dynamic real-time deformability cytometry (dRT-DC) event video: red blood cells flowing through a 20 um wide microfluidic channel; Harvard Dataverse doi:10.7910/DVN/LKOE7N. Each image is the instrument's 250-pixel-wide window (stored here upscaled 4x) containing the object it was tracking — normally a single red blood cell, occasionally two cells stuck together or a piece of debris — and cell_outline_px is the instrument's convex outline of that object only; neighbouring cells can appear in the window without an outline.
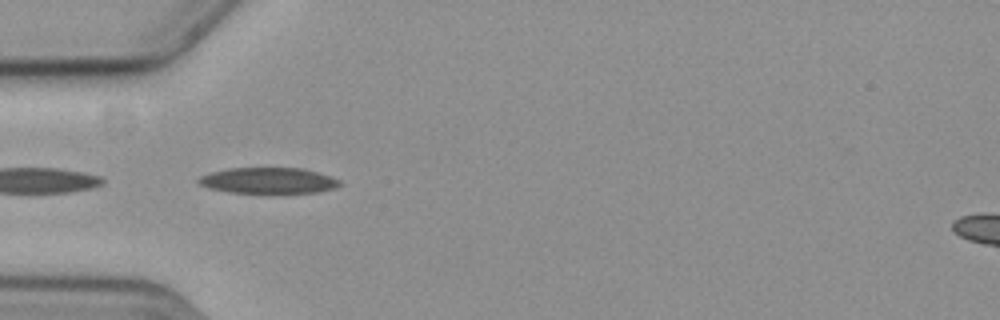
{"species": "common noctule bat (a hibernating species)", "species_latin": "Nyctalus noctula", "temperature_condition": "cold", "stored_images_in_passage": 11, "camera_frame_rate_fps": 3000, "um_per_image_px": 0.085, "animal": {"sex": "female", "body_mass_g": 19.3, "forearm_length_mm": 54.1}, "frame": {"image": 1, "passage_image": 1, "time_ms": 0.0, "image_size_px": [1000, 320], "cell_outline_px": [[340, 184], [336, 188], [316, 192], [228, 192], [208, 188], [200, 184], [196, 180], [200, 176], [212, 172], [228, 168], [304, 168], [332, 176], [340, 180]], "centroid_in_image_um": [22.82, 15.33], "position_along_channel_um": 62.2, "area_um2": 21.15}}